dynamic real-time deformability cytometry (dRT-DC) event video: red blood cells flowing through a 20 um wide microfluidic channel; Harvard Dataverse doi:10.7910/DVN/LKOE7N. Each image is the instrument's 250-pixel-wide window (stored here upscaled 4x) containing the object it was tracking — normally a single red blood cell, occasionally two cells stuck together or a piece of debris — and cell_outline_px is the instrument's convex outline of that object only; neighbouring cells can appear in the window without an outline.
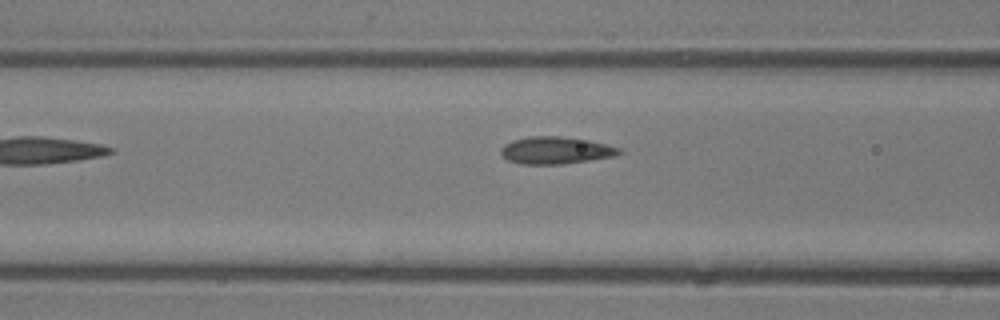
{"species": "common noctule bat (a hibernating species)", "species_latin": "Nyctalus noctula", "temperature_condition": "room temperature", "stored_images_in_passage": 6, "camera_frame_rate_fps": 3000, "um_per_image_px": 0.085, "animal": {"sex": "male", "body_mass_g": 13.3}, "frame": {"image": 1, "passage_image": 4, "time_ms": 1.0, "image_size_px": [1000, 320], "cell_outline_px": [[624, 152], [616, 156], [564, 164], [520, 164], [508, 160], [500, 152], [500, 148], [504, 144], [512, 140], [528, 136], [560, 136], [588, 140], [608, 144], [620, 148]], "centroid_in_image_um": [47.25, 12.77], "position_along_channel_um": 119.3, "area_um2": 18.96}}